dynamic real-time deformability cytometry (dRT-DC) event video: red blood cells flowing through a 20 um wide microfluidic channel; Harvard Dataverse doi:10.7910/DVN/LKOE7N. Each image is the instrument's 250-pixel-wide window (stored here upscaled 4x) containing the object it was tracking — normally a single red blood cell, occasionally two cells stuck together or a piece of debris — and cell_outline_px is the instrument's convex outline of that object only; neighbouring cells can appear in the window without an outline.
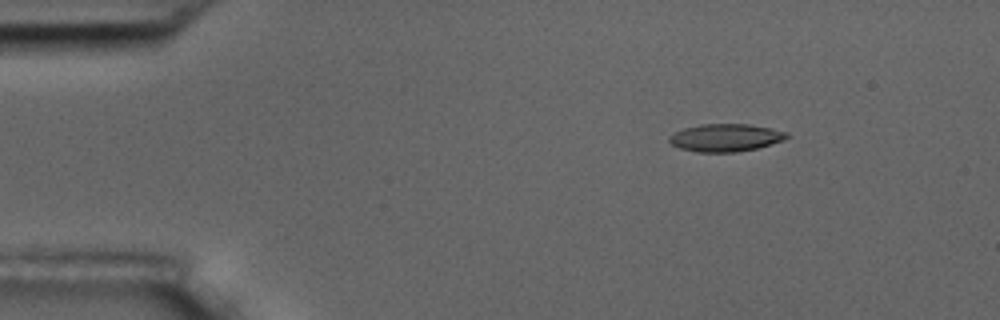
{"species": "common noctule bat (a hibernating species)", "species_latin": "Nyctalus noctula", "temperature_condition": "room temperature", "stored_images_in_passage": 4, "camera_frame_rate_fps": 3000, "um_per_image_px": 0.085, "animal": {"sex": "male", "body_mass_g": 17.5, "forearm_length_mm": 52.3}, "frame": {"image": 1, "passage_image": 2, "time_ms": 1.0, "image_size_px": [1000, 320], "cell_outline_px": [[788, 136], [784, 140], [756, 148], [736, 152], [696, 152], [680, 148], [672, 144], [668, 140], [668, 136], [684, 128], [700, 124], [748, 124], [772, 128], [788, 132]], "centroid_in_image_um": [61.67, 11.7], "position_along_channel_um": 23.3, "area_um2": 18.9}}